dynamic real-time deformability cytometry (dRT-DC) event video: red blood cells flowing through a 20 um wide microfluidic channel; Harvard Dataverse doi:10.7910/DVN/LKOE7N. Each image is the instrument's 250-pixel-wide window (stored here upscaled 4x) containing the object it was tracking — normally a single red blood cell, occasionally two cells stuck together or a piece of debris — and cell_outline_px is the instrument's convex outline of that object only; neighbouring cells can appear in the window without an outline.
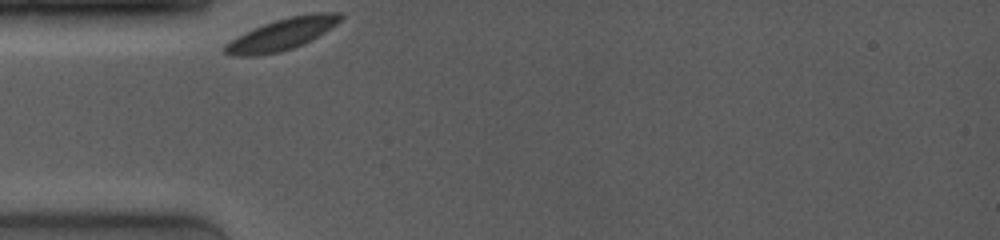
{"species": "common noctule bat (a hibernating species)", "species_latin": "Nyctalus noctula", "temperature_condition": "room temperature", "stored_images_in_passage": 5, "camera_frame_rate_fps": 4000, "um_per_image_px": 0.085, "animal": {"sex": "female", "body_mass_g": 19.0, "forearm_length_mm": 53.3}, "frame": {"image": 1, "passage_image": 1, "time_ms": 0.0, "image_size_px": [1000, 240], "cell_outline_px": [[344, 16], [336, 24], [324, 32], [304, 44], [280, 52], [256, 56], [232, 56], [224, 52], [224, 44], [264, 24], [288, 16], [320, 12], [344, 12]], "centroid_in_image_um": [24.01, 2.91], "position_along_channel_um": 61.0, "area_um2": 20.98}}